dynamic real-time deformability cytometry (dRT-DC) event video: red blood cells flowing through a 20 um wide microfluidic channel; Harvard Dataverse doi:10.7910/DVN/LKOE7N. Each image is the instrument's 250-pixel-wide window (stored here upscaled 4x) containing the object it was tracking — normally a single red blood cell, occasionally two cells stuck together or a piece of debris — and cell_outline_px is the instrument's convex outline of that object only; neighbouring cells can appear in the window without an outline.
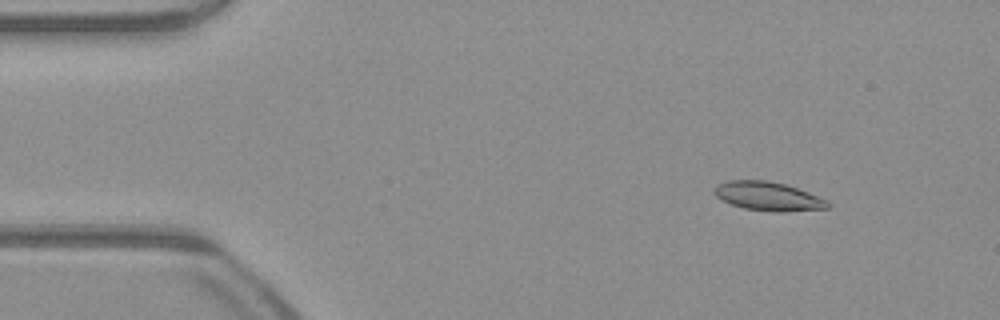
{"species": "common noctule bat (a hibernating species)", "species_latin": "Nyctalus noctula", "temperature_condition": "warm", "stored_images_in_passage": 51, "camera_frame_rate_fps": 3000, "um_per_image_px": 0.085, "animal": {"sex": "male", "body_mass_g": 23.1, "forearm_length_mm": 52.7}, "frame": {"image": 1, "passage_image": 6, "time_ms": 1.667, "image_size_px": [1000, 320], "cell_outline_px": [[832, 204], [828, 208], [776, 212], [744, 208], [732, 204], [716, 196], [712, 192], [716, 184], [728, 180], [768, 180], [784, 184], [808, 192], [828, 200]], "centroid_in_image_um": [65.28, 16.67], "position_along_channel_um": 19.7, "area_um2": 18.96}}
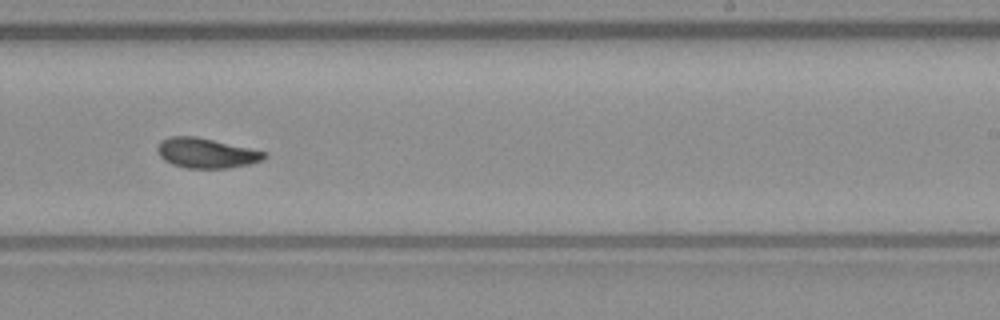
{"frame": {"image": 2, "passage_image": 31, "time_ms": 10.0, "image_size_px": [1000, 320], "cell_outline_px": [[268, 156], [264, 160], [248, 164], [228, 168], [188, 168], [172, 164], [164, 160], [160, 156], [156, 148], [160, 140], [168, 136], [196, 136], [268, 152]], "centroid_in_image_um": [17.53, 13.0], "position_along_channel_um": 271.5, "area_um2": 18.79}}
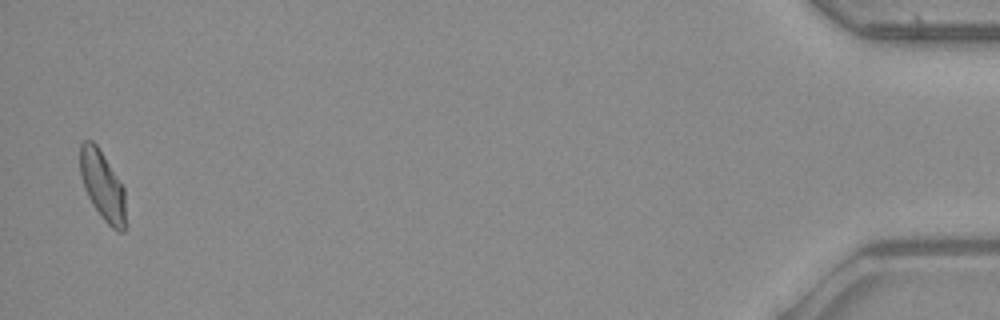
{"frame": {"image": 3, "passage_image": 50, "time_ms": 16.333, "image_size_px": [1000, 320], "cell_outline_px": [[124, 232], [120, 232], [112, 228], [100, 216], [92, 204], [84, 188], [80, 172], [80, 144], [84, 140], [92, 140], [96, 144], [124, 188]], "centroid_in_image_um": [8.68, 15.77], "position_along_channel_um": 426.5, "area_um2": 18.03}, "authors_computed_cell_mechanics": {"area_um2": 18.496, "velocity_mm_per_s": 4.0376, "shape_relaxation_time_tau1_ms": null, "shape_relaxation_time_tau2_ms": 2.7307, "deformation_change_tau1": null, "deformation_change_tau2": 0.079}}